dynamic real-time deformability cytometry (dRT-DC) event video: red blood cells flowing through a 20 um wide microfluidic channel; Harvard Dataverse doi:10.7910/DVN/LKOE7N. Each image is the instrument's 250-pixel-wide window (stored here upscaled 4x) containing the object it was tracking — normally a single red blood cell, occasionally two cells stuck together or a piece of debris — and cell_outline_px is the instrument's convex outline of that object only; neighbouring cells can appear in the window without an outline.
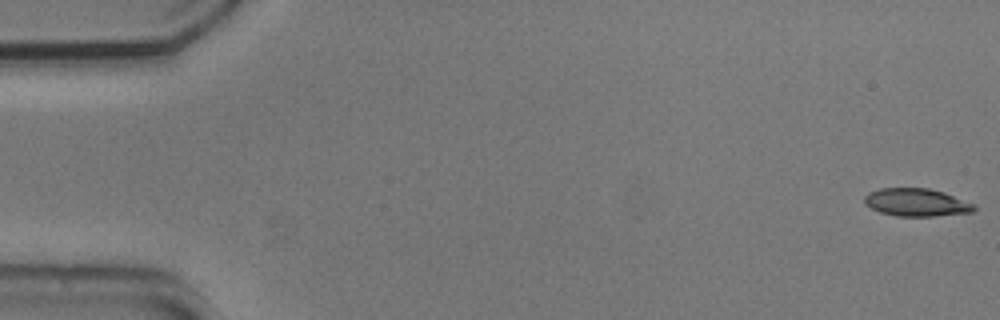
{"species": "common noctule bat (a hibernating species)", "species_latin": "Nyctalus noctula", "temperature_condition": "cold", "stored_images_in_passage": 54, "camera_frame_rate_fps": 3000, "um_per_image_px": 0.085, "animal": {"sex": "male", "body_mass_g": 20.5, "forearm_length_mm": 52.5}, "frame": {"image": 1, "passage_image": 1, "time_ms": 0.0, "image_size_px": [1000, 320], "cell_outline_px": [[976, 208], [972, 212], [936, 216], [896, 216], [880, 212], [864, 204], [864, 196], [868, 192], [880, 188], [928, 188], [944, 192], [976, 204]], "centroid_in_image_um": [77.9, 17.2], "position_along_channel_um": 7.1, "area_um2": 17.92}}
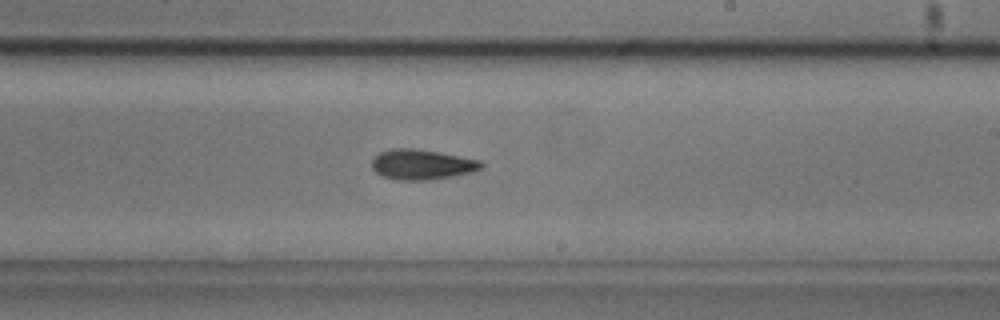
{"frame": {"image": 2, "passage_image": 32, "time_ms": 10.333, "image_size_px": [1000, 320], "cell_outline_px": [[484, 168], [472, 172], [452, 176], [428, 180], [396, 180], [384, 176], [376, 172], [372, 168], [372, 160], [380, 152], [392, 148], [412, 148], [440, 152], [480, 160], [484, 164]], "centroid_in_image_um": [35.88, 13.98], "position_along_channel_um": 253.1, "area_um2": 19.25}}
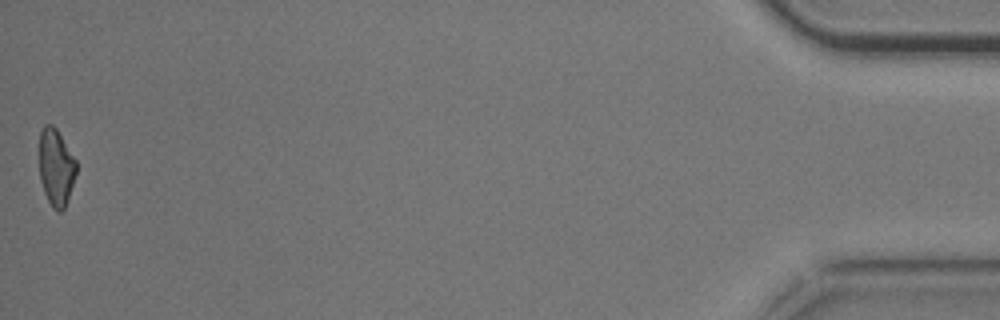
{"frame": {"image": 3, "passage_image": 54, "time_ms": 17.667, "image_size_px": [1000, 320], "cell_outline_px": [[76, 172], [64, 208], [60, 212], [56, 212], [52, 208], [44, 192], [40, 180], [40, 132], [44, 124], [52, 124], [56, 128], [76, 160]], "centroid_in_image_um": [4.75, 14.21], "position_along_channel_um": 430.5, "area_um2": 16.36}, "authors_computed_cell_mechanics": {"area_um2": 18.3804, "velocity_mm_per_s": 3.7437, "shape_relaxation_time_tau1_ms": 3.4895, "shape_relaxation_time_tau2_ms": 3.225, "deformation_change_tau1": 0.1349, "deformation_change_tau2": 0.1161}}